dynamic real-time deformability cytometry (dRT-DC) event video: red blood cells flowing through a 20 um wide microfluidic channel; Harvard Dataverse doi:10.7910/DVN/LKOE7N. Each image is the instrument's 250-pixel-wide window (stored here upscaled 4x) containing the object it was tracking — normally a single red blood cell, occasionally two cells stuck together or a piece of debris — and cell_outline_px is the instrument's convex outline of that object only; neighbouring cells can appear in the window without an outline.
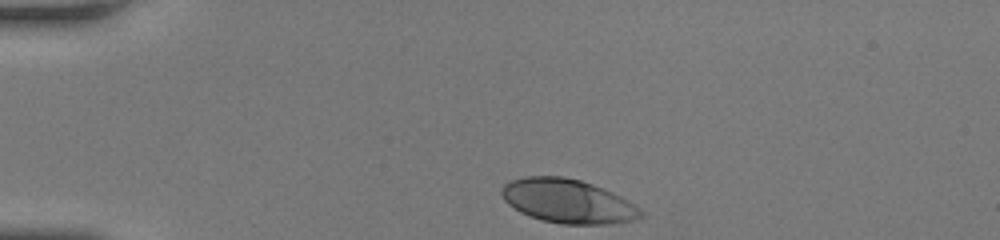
{"species": "human", "species_latin": "Homo sapiens", "temperature_condition": "room temperature", "stored_images_in_passage": 31, "camera_frame_rate_fps": 3000, "um_per_image_px": 0.085, "donor": {"sex": "female"}, "frame": {"image": 1, "passage_image": 1, "time_ms": 0.0, "image_size_px": [1000, 240], "cell_outline_px": [[644, 216], [632, 220], [608, 224], [560, 224], [544, 220], [520, 212], [508, 204], [504, 200], [500, 192], [500, 188], [504, 184], [512, 180], [524, 176], [564, 176], [580, 180], [592, 184], [612, 192], [620, 196], [644, 212]], "centroid_in_image_um": [48.23, 17.09], "position_along_channel_um": 36.8, "area_um2": 35.43}}
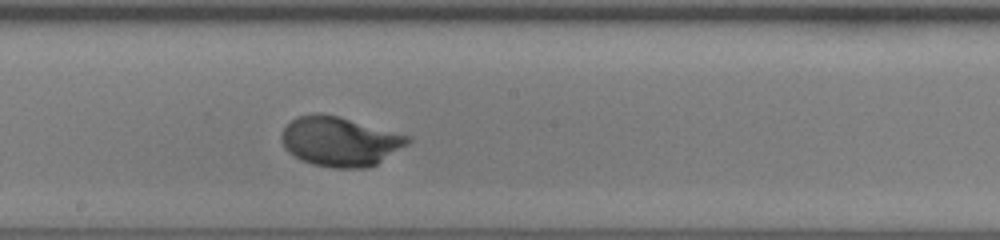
{"frame": {"image": 2, "passage_image": 18, "time_ms": 5.667, "image_size_px": [1000, 240], "cell_outline_px": [[412, 140], [408, 144], [376, 164], [368, 168], [332, 168], [312, 164], [300, 160], [288, 152], [284, 148], [280, 140], [280, 132], [296, 116], [316, 112], [320, 112], [340, 116], [412, 136]], "centroid_in_image_um": [28.87, 12.01], "position_along_channel_um": 219.3, "area_um2": 36.99}}
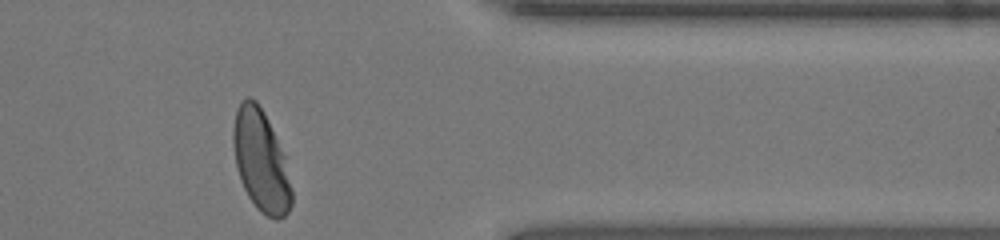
{"frame": {"image": 3, "passage_image": 31, "time_ms": 10.0, "image_size_px": [1000, 240], "cell_outline_px": [[292, 204], [288, 212], [280, 220], [276, 220], [260, 212], [256, 208], [248, 196], [240, 180], [236, 164], [232, 140], [232, 128], [236, 108], [240, 100], [248, 96], [256, 100], [264, 112], [284, 156], [292, 192]], "centroid_in_image_um": [22.15, 13.66], "position_along_channel_um": 389.3, "area_um2": 34.51}, "authors_computed_cell_mechanics": {"area_um2": 35.258, "velocity_mm_per_s": 4.2102, "shape_relaxation_time_tau1_ms": 2.0668, "shape_relaxation_time_tau2_ms": null, "deformation_change_tau1": 0.1815, "deformation_change_tau2": null}}